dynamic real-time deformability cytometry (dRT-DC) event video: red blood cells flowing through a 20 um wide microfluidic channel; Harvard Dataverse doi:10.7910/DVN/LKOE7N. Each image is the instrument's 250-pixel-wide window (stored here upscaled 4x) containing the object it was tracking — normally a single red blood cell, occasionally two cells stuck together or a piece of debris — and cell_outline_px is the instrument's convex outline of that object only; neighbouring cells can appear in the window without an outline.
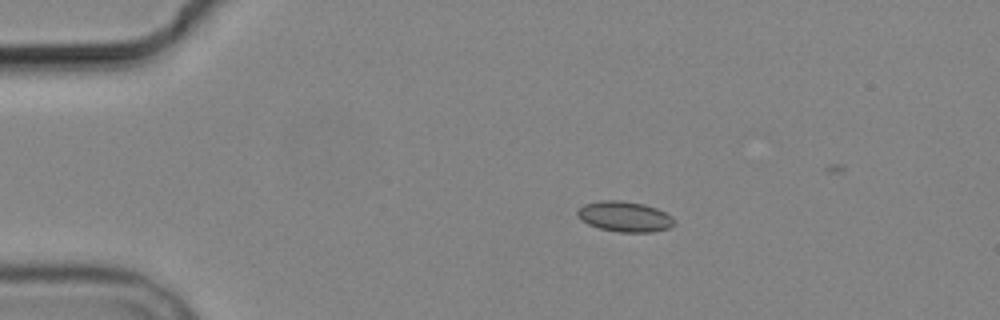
{"species": "common noctule bat (a hibernating species)", "species_latin": "Nyctalus noctula", "temperature_condition": "cold", "stored_images_in_passage": 5, "camera_frame_rate_fps": 3000, "um_per_image_px": 0.085, "animal": {"sex": "male", "body_mass_g": 19.2, "forearm_length_mm": 51.8}, "frame": {"image": 1, "passage_image": 4, "time_ms": 3.667, "image_size_px": [1000, 320], "cell_outline_px": [[672, 224], [668, 228], [652, 232], [620, 232], [600, 228], [588, 224], [576, 212], [584, 204], [600, 200], [620, 200], [644, 204], [656, 208], [672, 216]], "centroid_in_image_um": [53.09, 18.4], "position_along_channel_um": 31.9, "area_um2": 16.82}}